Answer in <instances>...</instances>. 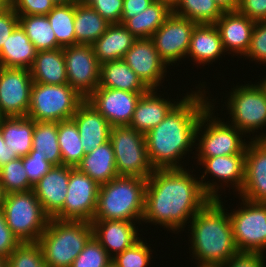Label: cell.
<instances>
[{
	"label": "cell",
	"mask_w": 266,
	"mask_h": 267,
	"mask_svg": "<svg viewBox=\"0 0 266 267\" xmlns=\"http://www.w3.org/2000/svg\"><path fill=\"white\" fill-rule=\"evenodd\" d=\"M147 92L97 87L86 100L113 126H129L135 106Z\"/></svg>",
	"instance_id": "e0dca14e"
},
{
	"label": "cell",
	"mask_w": 266,
	"mask_h": 267,
	"mask_svg": "<svg viewBox=\"0 0 266 267\" xmlns=\"http://www.w3.org/2000/svg\"><path fill=\"white\" fill-rule=\"evenodd\" d=\"M171 13L169 2L155 0L144 12L129 18L123 25L136 39L151 38Z\"/></svg>",
	"instance_id": "1f68e13d"
},
{
	"label": "cell",
	"mask_w": 266,
	"mask_h": 267,
	"mask_svg": "<svg viewBox=\"0 0 266 267\" xmlns=\"http://www.w3.org/2000/svg\"><path fill=\"white\" fill-rule=\"evenodd\" d=\"M213 104V105H212ZM215 103L202 114L196 130L195 146L197 157H216L234 154H246L249 143L244 133L228 122H222L214 116ZM207 123V124H206ZM246 141V142H245ZM199 142V143H198Z\"/></svg>",
	"instance_id": "8992f818"
},
{
	"label": "cell",
	"mask_w": 266,
	"mask_h": 267,
	"mask_svg": "<svg viewBox=\"0 0 266 267\" xmlns=\"http://www.w3.org/2000/svg\"><path fill=\"white\" fill-rule=\"evenodd\" d=\"M245 155L246 154H234L228 156H216V157H195L198 165H202L204 168V174L199 177L201 187L206 195L210 199H220L221 195L218 194L219 189L225 185L233 187L234 191L238 192L242 190L244 183V172H245ZM214 177L212 183L205 181L206 175ZM217 179L218 181H214ZM205 181V182H204ZM214 181V182H213ZM221 185L219 186V183ZM229 182V183H228ZM230 184V185H228Z\"/></svg>",
	"instance_id": "4fadbf2b"
},
{
	"label": "cell",
	"mask_w": 266,
	"mask_h": 267,
	"mask_svg": "<svg viewBox=\"0 0 266 267\" xmlns=\"http://www.w3.org/2000/svg\"><path fill=\"white\" fill-rule=\"evenodd\" d=\"M152 249L140 238L131 247L116 254L112 258V263L116 267H148L151 263Z\"/></svg>",
	"instance_id": "60d3db41"
},
{
	"label": "cell",
	"mask_w": 266,
	"mask_h": 267,
	"mask_svg": "<svg viewBox=\"0 0 266 267\" xmlns=\"http://www.w3.org/2000/svg\"><path fill=\"white\" fill-rule=\"evenodd\" d=\"M36 155L46 157L53 166L62 165L58 144V122H36L34 127L32 150Z\"/></svg>",
	"instance_id": "836d02e7"
},
{
	"label": "cell",
	"mask_w": 266,
	"mask_h": 267,
	"mask_svg": "<svg viewBox=\"0 0 266 267\" xmlns=\"http://www.w3.org/2000/svg\"><path fill=\"white\" fill-rule=\"evenodd\" d=\"M164 1L169 2L171 5L175 2V0H164Z\"/></svg>",
	"instance_id": "6125c7cd"
},
{
	"label": "cell",
	"mask_w": 266,
	"mask_h": 267,
	"mask_svg": "<svg viewBox=\"0 0 266 267\" xmlns=\"http://www.w3.org/2000/svg\"><path fill=\"white\" fill-rule=\"evenodd\" d=\"M37 50L20 25L10 34L0 51V66L30 69Z\"/></svg>",
	"instance_id": "f1b7e54d"
},
{
	"label": "cell",
	"mask_w": 266,
	"mask_h": 267,
	"mask_svg": "<svg viewBox=\"0 0 266 267\" xmlns=\"http://www.w3.org/2000/svg\"><path fill=\"white\" fill-rule=\"evenodd\" d=\"M255 23L238 11L224 12L215 23L224 51L228 54L233 52V56H244L249 49Z\"/></svg>",
	"instance_id": "ffe728a7"
},
{
	"label": "cell",
	"mask_w": 266,
	"mask_h": 267,
	"mask_svg": "<svg viewBox=\"0 0 266 267\" xmlns=\"http://www.w3.org/2000/svg\"><path fill=\"white\" fill-rule=\"evenodd\" d=\"M9 6H11V1H0V14L3 13Z\"/></svg>",
	"instance_id": "9f6ffc18"
},
{
	"label": "cell",
	"mask_w": 266,
	"mask_h": 267,
	"mask_svg": "<svg viewBox=\"0 0 266 267\" xmlns=\"http://www.w3.org/2000/svg\"><path fill=\"white\" fill-rule=\"evenodd\" d=\"M74 16L75 4L55 5L52 11L47 14L57 43L62 48L76 45Z\"/></svg>",
	"instance_id": "74e56055"
},
{
	"label": "cell",
	"mask_w": 266,
	"mask_h": 267,
	"mask_svg": "<svg viewBox=\"0 0 266 267\" xmlns=\"http://www.w3.org/2000/svg\"><path fill=\"white\" fill-rule=\"evenodd\" d=\"M136 38L123 24H110L107 30L92 44L99 63L123 59Z\"/></svg>",
	"instance_id": "484cf974"
},
{
	"label": "cell",
	"mask_w": 266,
	"mask_h": 267,
	"mask_svg": "<svg viewBox=\"0 0 266 267\" xmlns=\"http://www.w3.org/2000/svg\"><path fill=\"white\" fill-rule=\"evenodd\" d=\"M69 183V166L52 168L34 185L33 191L44 212L53 218L64 206Z\"/></svg>",
	"instance_id": "7402d4cb"
},
{
	"label": "cell",
	"mask_w": 266,
	"mask_h": 267,
	"mask_svg": "<svg viewBox=\"0 0 266 267\" xmlns=\"http://www.w3.org/2000/svg\"><path fill=\"white\" fill-rule=\"evenodd\" d=\"M16 158L18 157L15 155V153L11 152L10 149L7 148V145L5 144L1 132V118H0V168Z\"/></svg>",
	"instance_id": "f5cc1de1"
},
{
	"label": "cell",
	"mask_w": 266,
	"mask_h": 267,
	"mask_svg": "<svg viewBox=\"0 0 266 267\" xmlns=\"http://www.w3.org/2000/svg\"><path fill=\"white\" fill-rule=\"evenodd\" d=\"M250 138L246 147L245 172L239 198L266 203V133Z\"/></svg>",
	"instance_id": "ac0fdd59"
},
{
	"label": "cell",
	"mask_w": 266,
	"mask_h": 267,
	"mask_svg": "<svg viewBox=\"0 0 266 267\" xmlns=\"http://www.w3.org/2000/svg\"><path fill=\"white\" fill-rule=\"evenodd\" d=\"M19 25L25 31L37 52L62 48L56 40L47 15L19 16Z\"/></svg>",
	"instance_id": "e575fe53"
},
{
	"label": "cell",
	"mask_w": 266,
	"mask_h": 267,
	"mask_svg": "<svg viewBox=\"0 0 266 267\" xmlns=\"http://www.w3.org/2000/svg\"><path fill=\"white\" fill-rule=\"evenodd\" d=\"M244 57L250 58L252 62L266 64V21L255 23L250 46Z\"/></svg>",
	"instance_id": "7bdbcfd3"
},
{
	"label": "cell",
	"mask_w": 266,
	"mask_h": 267,
	"mask_svg": "<svg viewBox=\"0 0 266 267\" xmlns=\"http://www.w3.org/2000/svg\"><path fill=\"white\" fill-rule=\"evenodd\" d=\"M197 23L171 13L151 40L161 60L167 66L185 59L189 50L192 32ZM171 64V65H170Z\"/></svg>",
	"instance_id": "9a60e30c"
},
{
	"label": "cell",
	"mask_w": 266,
	"mask_h": 267,
	"mask_svg": "<svg viewBox=\"0 0 266 267\" xmlns=\"http://www.w3.org/2000/svg\"><path fill=\"white\" fill-rule=\"evenodd\" d=\"M0 181L5 194L29 191L34 187L27 177L23 157H18L0 168Z\"/></svg>",
	"instance_id": "f35d334b"
},
{
	"label": "cell",
	"mask_w": 266,
	"mask_h": 267,
	"mask_svg": "<svg viewBox=\"0 0 266 267\" xmlns=\"http://www.w3.org/2000/svg\"><path fill=\"white\" fill-rule=\"evenodd\" d=\"M123 60L149 89H160L168 67L160 58L151 38L136 39Z\"/></svg>",
	"instance_id": "d6986e66"
},
{
	"label": "cell",
	"mask_w": 266,
	"mask_h": 267,
	"mask_svg": "<svg viewBox=\"0 0 266 267\" xmlns=\"http://www.w3.org/2000/svg\"><path fill=\"white\" fill-rule=\"evenodd\" d=\"M8 267H48L38 242H21L7 258Z\"/></svg>",
	"instance_id": "ab89813d"
},
{
	"label": "cell",
	"mask_w": 266,
	"mask_h": 267,
	"mask_svg": "<svg viewBox=\"0 0 266 267\" xmlns=\"http://www.w3.org/2000/svg\"><path fill=\"white\" fill-rule=\"evenodd\" d=\"M0 267H8L7 259L0 257Z\"/></svg>",
	"instance_id": "91938a15"
},
{
	"label": "cell",
	"mask_w": 266,
	"mask_h": 267,
	"mask_svg": "<svg viewBox=\"0 0 266 267\" xmlns=\"http://www.w3.org/2000/svg\"><path fill=\"white\" fill-rule=\"evenodd\" d=\"M259 80H260V83L259 82H257V83L261 86V88L266 93V78H264V80H263V78H262V80L261 79H259Z\"/></svg>",
	"instance_id": "680465c9"
},
{
	"label": "cell",
	"mask_w": 266,
	"mask_h": 267,
	"mask_svg": "<svg viewBox=\"0 0 266 267\" xmlns=\"http://www.w3.org/2000/svg\"><path fill=\"white\" fill-rule=\"evenodd\" d=\"M135 221L92 220L93 236L113 258L131 247L141 237Z\"/></svg>",
	"instance_id": "44dd1931"
},
{
	"label": "cell",
	"mask_w": 266,
	"mask_h": 267,
	"mask_svg": "<svg viewBox=\"0 0 266 267\" xmlns=\"http://www.w3.org/2000/svg\"><path fill=\"white\" fill-rule=\"evenodd\" d=\"M147 179L116 176L100 185L93 220H123L141 223L145 209Z\"/></svg>",
	"instance_id": "277c9868"
},
{
	"label": "cell",
	"mask_w": 266,
	"mask_h": 267,
	"mask_svg": "<svg viewBox=\"0 0 266 267\" xmlns=\"http://www.w3.org/2000/svg\"><path fill=\"white\" fill-rule=\"evenodd\" d=\"M110 23L93 8L75 4L74 29L77 44L92 45L108 28Z\"/></svg>",
	"instance_id": "d6a6232c"
},
{
	"label": "cell",
	"mask_w": 266,
	"mask_h": 267,
	"mask_svg": "<svg viewBox=\"0 0 266 267\" xmlns=\"http://www.w3.org/2000/svg\"><path fill=\"white\" fill-rule=\"evenodd\" d=\"M1 210L21 242H38L50 220L33 189L6 194Z\"/></svg>",
	"instance_id": "52a82bcc"
},
{
	"label": "cell",
	"mask_w": 266,
	"mask_h": 267,
	"mask_svg": "<svg viewBox=\"0 0 266 267\" xmlns=\"http://www.w3.org/2000/svg\"><path fill=\"white\" fill-rule=\"evenodd\" d=\"M237 11L254 22L266 21V0H239Z\"/></svg>",
	"instance_id": "c3c4849f"
},
{
	"label": "cell",
	"mask_w": 266,
	"mask_h": 267,
	"mask_svg": "<svg viewBox=\"0 0 266 267\" xmlns=\"http://www.w3.org/2000/svg\"><path fill=\"white\" fill-rule=\"evenodd\" d=\"M265 257V258H264ZM266 256L260 253H238L230 258L222 267H266Z\"/></svg>",
	"instance_id": "681fc988"
},
{
	"label": "cell",
	"mask_w": 266,
	"mask_h": 267,
	"mask_svg": "<svg viewBox=\"0 0 266 267\" xmlns=\"http://www.w3.org/2000/svg\"><path fill=\"white\" fill-rule=\"evenodd\" d=\"M19 25V16L16 14L12 6H9L0 14V51L2 46L8 40L10 34Z\"/></svg>",
	"instance_id": "f907efd6"
},
{
	"label": "cell",
	"mask_w": 266,
	"mask_h": 267,
	"mask_svg": "<svg viewBox=\"0 0 266 267\" xmlns=\"http://www.w3.org/2000/svg\"><path fill=\"white\" fill-rule=\"evenodd\" d=\"M241 199V206L229 213L233 238L239 253L265 254L266 203Z\"/></svg>",
	"instance_id": "8fae6325"
},
{
	"label": "cell",
	"mask_w": 266,
	"mask_h": 267,
	"mask_svg": "<svg viewBox=\"0 0 266 267\" xmlns=\"http://www.w3.org/2000/svg\"><path fill=\"white\" fill-rule=\"evenodd\" d=\"M32 85L29 69L0 66V118L27 116Z\"/></svg>",
	"instance_id": "2e32d148"
},
{
	"label": "cell",
	"mask_w": 266,
	"mask_h": 267,
	"mask_svg": "<svg viewBox=\"0 0 266 267\" xmlns=\"http://www.w3.org/2000/svg\"><path fill=\"white\" fill-rule=\"evenodd\" d=\"M111 262L112 257L93 236L74 259L71 267H107Z\"/></svg>",
	"instance_id": "b9f144b4"
},
{
	"label": "cell",
	"mask_w": 266,
	"mask_h": 267,
	"mask_svg": "<svg viewBox=\"0 0 266 267\" xmlns=\"http://www.w3.org/2000/svg\"><path fill=\"white\" fill-rule=\"evenodd\" d=\"M85 100L69 84L49 85L33 82L27 117L36 122H60L72 119Z\"/></svg>",
	"instance_id": "ba28073f"
},
{
	"label": "cell",
	"mask_w": 266,
	"mask_h": 267,
	"mask_svg": "<svg viewBox=\"0 0 266 267\" xmlns=\"http://www.w3.org/2000/svg\"><path fill=\"white\" fill-rule=\"evenodd\" d=\"M205 85L206 82H202L198 90L187 92L165 118L145 134L148 158L154 169L184 168L180 161L193 151L200 118L211 106L209 100H216L206 96Z\"/></svg>",
	"instance_id": "7a4b0ae2"
},
{
	"label": "cell",
	"mask_w": 266,
	"mask_h": 267,
	"mask_svg": "<svg viewBox=\"0 0 266 267\" xmlns=\"http://www.w3.org/2000/svg\"><path fill=\"white\" fill-rule=\"evenodd\" d=\"M92 237L90 222L50 218L38 243L48 267H71Z\"/></svg>",
	"instance_id": "5b68a950"
},
{
	"label": "cell",
	"mask_w": 266,
	"mask_h": 267,
	"mask_svg": "<svg viewBox=\"0 0 266 267\" xmlns=\"http://www.w3.org/2000/svg\"><path fill=\"white\" fill-rule=\"evenodd\" d=\"M72 119L78 127L86 153L109 141L112 126L86 99L79 105Z\"/></svg>",
	"instance_id": "603a6c76"
},
{
	"label": "cell",
	"mask_w": 266,
	"mask_h": 267,
	"mask_svg": "<svg viewBox=\"0 0 266 267\" xmlns=\"http://www.w3.org/2000/svg\"><path fill=\"white\" fill-rule=\"evenodd\" d=\"M58 144L62 165L76 167L86 154L80 139L78 127L73 119L58 122Z\"/></svg>",
	"instance_id": "8d00e7d4"
},
{
	"label": "cell",
	"mask_w": 266,
	"mask_h": 267,
	"mask_svg": "<svg viewBox=\"0 0 266 267\" xmlns=\"http://www.w3.org/2000/svg\"><path fill=\"white\" fill-rule=\"evenodd\" d=\"M223 203L221 198L211 199L189 222V248L196 265H222L239 253Z\"/></svg>",
	"instance_id": "3957f363"
},
{
	"label": "cell",
	"mask_w": 266,
	"mask_h": 267,
	"mask_svg": "<svg viewBox=\"0 0 266 267\" xmlns=\"http://www.w3.org/2000/svg\"><path fill=\"white\" fill-rule=\"evenodd\" d=\"M229 94L225 105L231 116L228 123L231 122L245 136H254L259 129L262 131L266 126V93L261 86L257 83L236 85Z\"/></svg>",
	"instance_id": "30bf717a"
},
{
	"label": "cell",
	"mask_w": 266,
	"mask_h": 267,
	"mask_svg": "<svg viewBox=\"0 0 266 267\" xmlns=\"http://www.w3.org/2000/svg\"><path fill=\"white\" fill-rule=\"evenodd\" d=\"M172 13L197 24H215L224 13L214 0H175Z\"/></svg>",
	"instance_id": "d590c367"
},
{
	"label": "cell",
	"mask_w": 266,
	"mask_h": 267,
	"mask_svg": "<svg viewBox=\"0 0 266 267\" xmlns=\"http://www.w3.org/2000/svg\"><path fill=\"white\" fill-rule=\"evenodd\" d=\"M80 3L93 8L110 24L120 23L124 0H80Z\"/></svg>",
	"instance_id": "ee69618b"
},
{
	"label": "cell",
	"mask_w": 266,
	"mask_h": 267,
	"mask_svg": "<svg viewBox=\"0 0 266 267\" xmlns=\"http://www.w3.org/2000/svg\"><path fill=\"white\" fill-rule=\"evenodd\" d=\"M68 84L85 99L99 86L100 67L92 45L63 48Z\"/></svg>",
	"instance_id": "5bb4252c"
},
{
	"label": "cell",
	"mask_w": 266,
	"mask_h": 267,
	"mask_svg": "<svg viewBox=\"0 0 266 267\" xmlns=\"http://www.w3.org/2000/svg\"><path fill=\"white\" fill-rule=\"evenodd\" d=\"M29 70L35 83L49 85L68 84L63 48L37 52L33 65Z\"/></svg>",
	"instance_id": "4316f807"
},
{
	"label": "cell",
	"mask_w": 266,
	"mask_h": 267,
	"mask_svg": "<svg viewBox=\"0 0 266 267\" xmlns=\"http://www.w3.org/2000/svg\"><path fill=\"white\" fill-rule=\"evenodd\" d=\"M158 94L157 89H150L141 95L135 106L129 127L145 135L156 127L179 102L177 98L175 99L177 101H171L169 97L166 100Z\"/></svg>",
	"instance_id": "cb8c5ba5"
},
{
	"label": "cell",
	"mask_w": 266,
	"mask_h": 267,
	"mask_svg": "<svg viewBox=\"0 0 266 267\" xmlns=\"http://www.w3.org/2000/svg\"><path fill=\"white\" fill-rule=\"evenodd\" d=\"M107 267H116L112 262Z\"/></svg>",
	"instance_id": "be15d7a7"
},
{
	"label": "cell",
	"mask_w": 266,
	"mask_h": 267,
	"mask_svg": "<svg viewBox=\"0 0 266 267\" xmlns=\"http://www.w3.org/2000/svg\"><path fill=\"white\" fill-rule=\"evenodd\" d=\"M109 141L114 150L118 176L148 179L154 168L148 158L144 134L129 126H113Z\"/></svg>",
	"instance_id": "9c48e42d"
},
{
	"label": "cell",
	"mask_w": 266,
	"mask_h": 267,
	"mask_svg": "<svg viewBox=\"0 0 266 267\" xmlns=\"http://www.w3.org/2000/svg\"><path fill=\"white\" fill-rule=\"evenodd\" d=\"M35 121L27 116L1 117V132L7 148L17 157L32 150Z\"/></svg>",
	"instance_id": "f546056e"
},
{
	"label": "cell",
	"mask_w": 266,
	"mask_h": 267,
	"mask_svg": "<svg viewBox=\"0 0 266 267\" xmlns=\"http://www.w3.org/2000/svg\"><path fill=\"white\" fill-rule=\"evenodd\" d=\"M99 187L87 174L77 167L69 166L65 203L53 218L91 223L97 206Z\"/></svg>",
	"instance_id": "7c38bea8"
},
{
	"label": "cell",
	"mask_w": 266,
	"mask_h": 267,
	"mask_svg": "<svg viewBox=\"0 0 266 267\" xmlns=\"http://www.w3.org/2000/svg\"><path fill=\"white\" fill-rule=\"evenodd\" d=\"M225 51L219 31L215 24H197L192 32L190 46L186 58L205 66L215 62Z\"/></svg>",
	"instance_id": "d4e9b609"
},
{
	"label": "cell",
	"mask_w": 266,
	"mask_h": 267,
	"mask_svg": "<svg viewBox=\"0 0 266 267\" xmlns=\"http://www.w3.org/2000/svg\"><path fill=\"white\" fill-rule=\"evenodd\" d=\"M20 243L21 241L8 227L0 209V257L7 259Z\"/></svg>",
	"instance_id": "7dc6e473"
},
{
	"label": "cell",
	"mask_w": 266,
	"mask_h": 267,
	"mask_svg": "<svg viewBox=\"0 0 266 267\" xmlns=\"http://www.w3.org/2000/svg\"><path fill=\"white\" fill-rule=\"evenodd\" d=\"M197 267H222L221 265H197Z\"/></svg>",
	"instance_id": "94428289"
},
{
	"label": "cell",
	"mask_w": 266,
	"mask_h": 267,
	"mask_svg": "<svg viewBox=\"0 0 266 267\" xmlns=\"http://www.w3.org/2000/svg\"><path fill=\"white\" fill-rule=\"evenodd\" d=\"M55 5L59 4H76L79 3L80 0H52Z\"/></svg>",
	"instance_id": "11a10c76"
},
{
	"label": "cell",
	"mask_w": 266,
	"mask_h": 267,
	"mask_svg": "<svg viewBox=\"0 0 266 267\" xmlns=\"http://www.w3.org/2000/svg\"><path fill=\"white\" fill-rule=\"evenodd\" d=\"M76 167L98 185L106 184L114 179L118 173L111 142L107 141L93 151L86 153Z\"/></svg>",
	"instance_id": "83f0119b"
},
{
	"label": "cell",
	"mask_w": 266,
	"mask_h": 267,
	"mask_svg": "<svg viewBox=\"0 0 266 267\" xmlns=\"http://www.w3.org/2000/svg\"><path fill=\"white\" fill-rule=\"evenodd\" d=\"M23 165L29 179L34 186L51 168L52 164L46 160V157L36 155V152H29L23 157Z\"/></svg>",
	"instance_id": "bcb514c9"
},
{
	"label": "cell",
	"mask_w": 266,
	"mask_h": 267,
	"mask_svg": "<svg viewBox=\"0 0 266 267\" xmlns=\"http://www.w3.org/2000/svg\"><path fill=\"white\" fill-rule=\"evenodd\" d=\"M190 172L185 167L154 169L147 179L142 223L158 224L175 234L184 230L211 200Z\"/></svg>",
	"instance_id": "6da1fadb"
},
{
	"label": "cell",
	"mask_w": 266,
	"mask_h": 267,
	"mask_svg": "<svg viewBox=\"0 0 266 267\" xmlns=\"http://www.w3.org/2000/svg\"><path fill=\"white\" fill-rule=\"evenodd\" d=\"M11 6L18 16L47 15L55 6L52 0H11Z\"/></svg>",
	"instance_id": "f6af8a7d"
},
{
	"label": "cell",
	"mask_w": 266,
	"mask_h": 267,
	"mask_svg": "<svg viewBox=\"0 0 266 267\" xmlns=\"http://www.w3.org/2000/svg\"><path fill=\"white\" fill-rule=\"evenodd\" d=\"M155 0H124L120 24H124L129 18L144 12Z\"/></svg>",
	"instance_id": "816d5d0a"
},
{
	"label": "cell",
	"mask_w": 266,
	"mask_h": 267,
	"mask_svg": "<svg viewBox=\"0 0 266 267\" xmlns=\"http://www.w3.org/2000/svg\"><path fill=\"white\" fill-rule=\"evenodd\" d=\"M223 12L237 11L239 0H214Z\"/></svg>",
	"instance_id": "db71d44e"
},
{
	"label": "cell",
	"mask_w": 266,
	"mask_h": 267,
	"mask_svg": "<svg viewBox=\"0 0 266 267\" xmlns=\"http://www.w3.org/2000/svg\"><path fill=\"white\" fill-rule=\"evenodd\" d=\"M98 87L129 92H148L150 90L123 59L101 64Z\"/></svg>",
	"instance_id": "4dcf8cb0"
},
{
	"label": "cell",
	"mask_w": 266,
	"mask_h": 267,
	"mask_svg": "<svg viewBox=\"0 0 266 267\" xmlns=\"http://www.w3.org/2000/svg\"><path fill=\"white\" fill-rule=\"evenodd\" d=\"M5 192L3 190V187H2V184H1V181H0V209L3 205V202H4V199H5Z\"/></svg>",
	"instance_id": "6f0895ef"
}]
</instances>
